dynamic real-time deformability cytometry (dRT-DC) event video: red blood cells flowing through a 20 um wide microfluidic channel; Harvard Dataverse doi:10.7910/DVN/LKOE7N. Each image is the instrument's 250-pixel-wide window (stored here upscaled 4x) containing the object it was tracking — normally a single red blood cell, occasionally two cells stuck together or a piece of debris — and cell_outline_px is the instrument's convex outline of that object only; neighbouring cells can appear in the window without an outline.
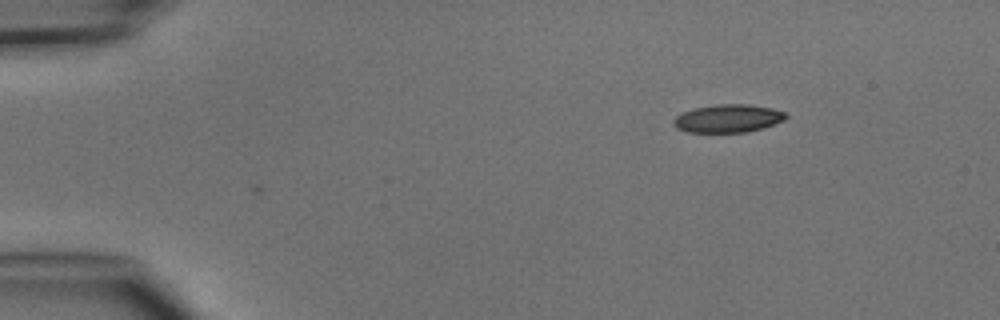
{"species": "common noctule bat (a hibernating species)", "species_latin": "Nyctalus noctula", "temperature_condition": "cold", "stored_images_in_passage": 2, "camera_frame_rate_fps": 3000, "um_per_image_px": 0.085, "animal": {"sex": "male", "body_mass_g": 15.6}, "frame": {"image": 1, "passage_image": 2, "time_ms": 1.333, "image_size_px": [1000, 320], "cell_outline_px": [[788, 116], [784, 120], [764, 128], [748, 132], [688, 132], [676, 128], [672, 124], [672, 120], [676, 116], [692, 108], [716, 104], [748, 104], [772, 108], [788, 112]], "centroid_in_image_um": [61.9, 10.06], "position_along_channel_um": 23.1, "area_um2": 18.61}}